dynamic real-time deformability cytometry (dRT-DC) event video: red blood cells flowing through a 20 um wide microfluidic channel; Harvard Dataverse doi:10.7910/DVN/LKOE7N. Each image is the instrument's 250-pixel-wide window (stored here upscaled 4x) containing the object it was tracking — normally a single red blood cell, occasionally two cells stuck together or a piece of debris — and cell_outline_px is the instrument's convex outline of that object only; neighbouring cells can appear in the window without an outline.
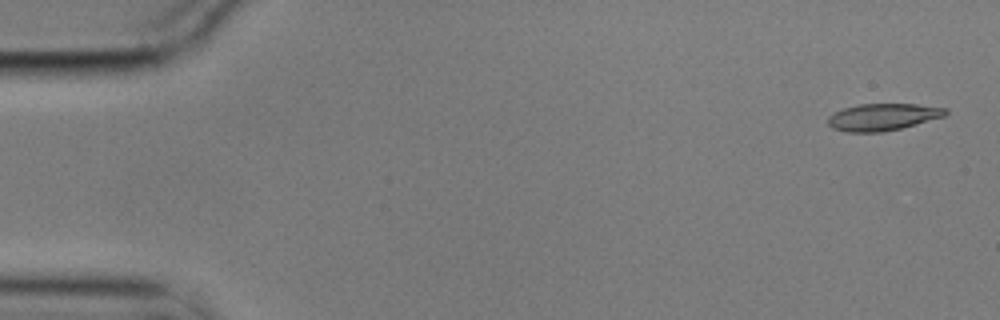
{"species": "common noctule bat (a hibernating species)", "species_latin": "Nyctalus noctula", "temperature_condition": "cold", "stored_images_in_passage": 6, "camera_frame_rate_fps": 3000, "um_per_image_px": 0.085, "animal": {"sex": "male", "body_mass_g": 17.9}, "frame": {"image": 1, "passage_image": 1, "time_ms": 0.0, "image_size_px": [1000, 320], "cell_outline_px": [[948, 112], [944, 116], [916, 124], [884, 132], [844, 132], [832, 128], [828, 124], [828, 116], [844, 108], [860, 104], [916, 104], [948, 108]], "centroid_in_image_um": [75.03, 9.95], "position_along_channel_um": 10.0, "area_um2": 18.44}}